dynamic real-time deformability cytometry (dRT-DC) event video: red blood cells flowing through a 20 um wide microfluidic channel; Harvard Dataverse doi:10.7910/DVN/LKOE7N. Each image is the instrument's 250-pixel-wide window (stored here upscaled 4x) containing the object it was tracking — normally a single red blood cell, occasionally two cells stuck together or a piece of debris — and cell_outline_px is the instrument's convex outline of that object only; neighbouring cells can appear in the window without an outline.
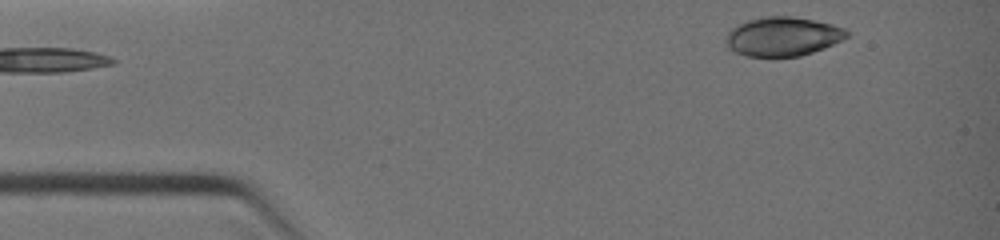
{"species": "common noctule bat (a hibernating species)", "species_latin": "Nyctalus noctula", "temperature_condition": "warm", "stored_images_in_passage": 3, "camera_frame_rate_fps": 3000, "um_per_image_px": 0.085, "animal": {"sex": "female", "body_mass_g": 19.0, "forearm_length_mm": 51.5}, "frame": {"image": 1, "passage_image": 3, "time_ms": 1.0, "image_size_px": [1000, 240], "cell_outline_px": [[848, 36], [824, 48], [800, 56], [776, 60], [748, 56], [736, 52], [728, 48], [724, 44], [724, 40], [728, 32], [736, 24], [748, 20], [764, 16], [792, 16], [832, 24], [844, 28], [848, 32]], "centroid_in_image_um": [66.46, 3.14], "position_along_channel_um": 18.5, "area_um2": 28.21}}